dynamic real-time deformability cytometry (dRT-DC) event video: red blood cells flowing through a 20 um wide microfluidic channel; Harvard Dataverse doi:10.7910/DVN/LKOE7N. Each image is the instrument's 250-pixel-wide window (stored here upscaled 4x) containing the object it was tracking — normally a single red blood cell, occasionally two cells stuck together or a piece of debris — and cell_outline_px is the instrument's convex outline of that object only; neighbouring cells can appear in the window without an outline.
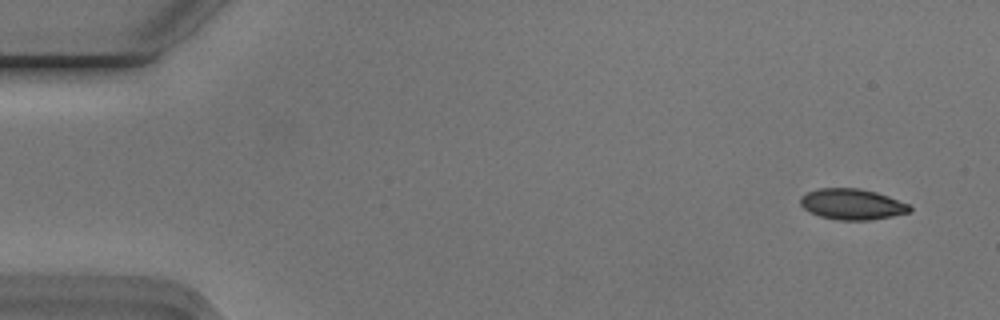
{"species": "Egyptian fruit bat (a non-hibernating species)", "species_latin": "Rousettus aegyptiacus", "temperature_condition": "cold", "stored_images_in_passage": 4, "camera_frame_rate_fps": 3000, "um_per_image_px": 0.085, "animal": {"sex": "male"}, "frame": {"image": 1, "passage_image": 1, "time_ms": 0.0, "image_size_px": [1000, 320], "cell_outline_px": [[912, 212], [892, 216], [868, 220], [836, 220], [820, 216], [808, 212], [800, 204], [800, 196], [808, 192], [820, 188], [860, 188], [876, 192], [888, 196], [908, 204], [912, 208]], "centroid_in_image_um": [72.42, 17.36], "position_along_channel_um": 12.6, "area_um2": 19.71}}